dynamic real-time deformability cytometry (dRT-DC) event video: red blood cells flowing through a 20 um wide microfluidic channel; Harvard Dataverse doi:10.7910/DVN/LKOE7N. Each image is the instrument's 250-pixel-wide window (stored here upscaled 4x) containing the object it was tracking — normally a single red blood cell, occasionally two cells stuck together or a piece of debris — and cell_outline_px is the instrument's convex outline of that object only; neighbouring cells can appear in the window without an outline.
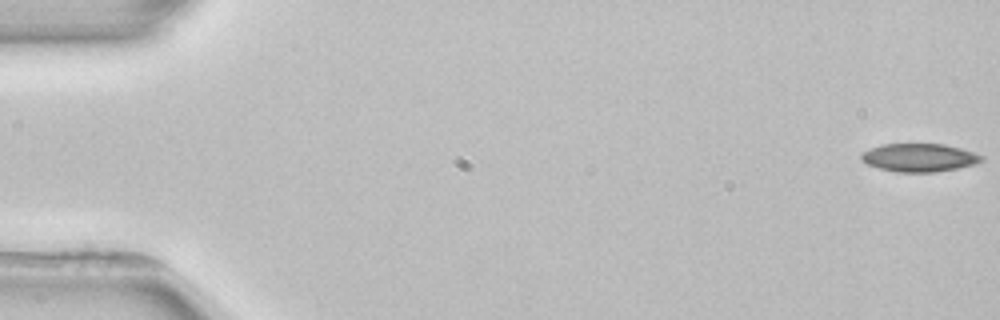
{"species": "common noctule bat (a hibernating species)", "species_latin": "Nyctalus noctula", "temperature_condition": "room temperature", "stored_images_in_passage": 5, "camera_frame_rate_fps": 3000, "um_per_image_px": 0.085, "animal": {"sex": "female", "body_mass_g": 22.7, "forearm_length_mm": 54.2}, "frame": {"image": 1, "passage_image": 1, "time_ms": 0.0, "image_size_px": [1000, 320], "cell_outline_px": [[984, 160], [976, 164], [936, 172], [896, 172], [880, 168], [868, 164], [860, 160], [860, 152], [880, 144], [944, 144], [960, 148], [984, 156]], "centroid_in_image_um": [78.11, 13.39], "position_along_channel_um": 6.9, "area_um2": 19.83}}
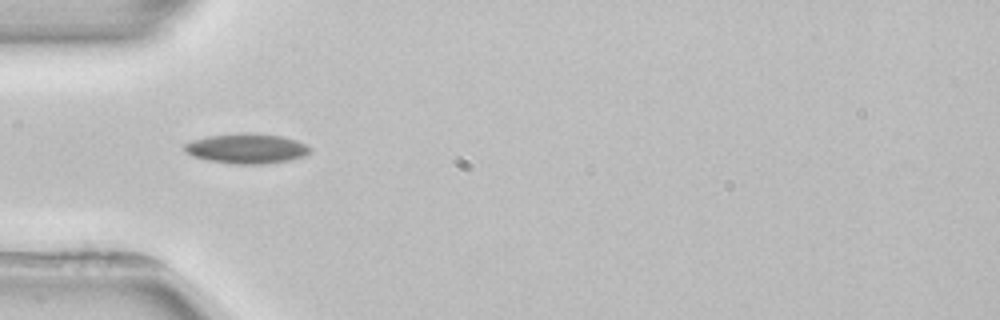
{"frame": {"image": 2, "passage_image": 4, "time_ms": 5.333, "image_size_px": [1000, 320], "cell_outline_px": [[312, 148], [304, 156], [292, 160], [264, 164], [236, 164], [208, 160], [192, 156], [184, 152], [184, 144], [192, 140], [208, 136], [248, 132], [280, 136], [296, 140]], "centroid_in_image_um": [20.95, 12.63], "position_along_channel_um": 64.1, "area_um2": 21.91}}